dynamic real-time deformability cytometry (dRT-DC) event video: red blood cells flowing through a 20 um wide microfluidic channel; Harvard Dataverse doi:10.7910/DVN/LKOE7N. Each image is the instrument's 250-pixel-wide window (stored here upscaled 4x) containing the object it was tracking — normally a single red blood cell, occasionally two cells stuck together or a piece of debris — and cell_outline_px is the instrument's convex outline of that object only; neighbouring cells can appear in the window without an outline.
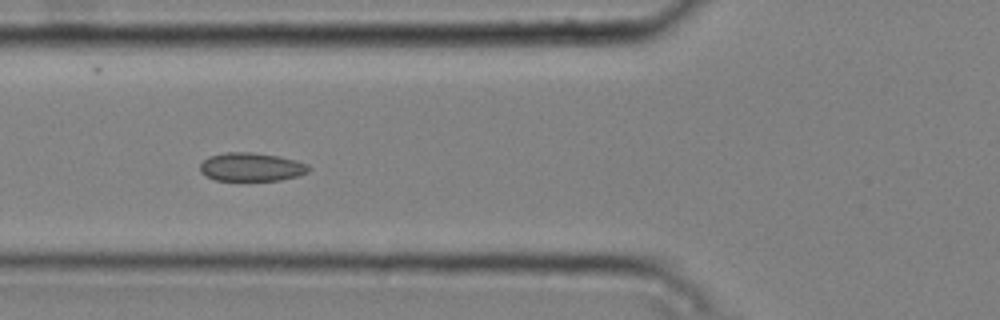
{"species": "common noctule bat (a hibernating species)", "species_latin": "Nyctalus noctula", "temperature_condition": "cold", "stored_images_in_passage": 6, "camera_frame_rate_fps": 3000, "um_per_image_px": 0.085, "animal": {"sex": "male", "body_mass_g": 20.4}, "frame": {"image": 1, "passage_image": 5, "time_ms": 1.333, "image_size_px": [1000, 320], "cell_outline_px": [[312, 168], [308, 172], [300, 176], [280, 180], [216, 180], [200, 172], [200, 164], [208, 156], [224, 152], [252, 152], [280, 156], [296, 160], [308, 164]], "centroid_in_image_um": [21.4, 14.18], "position_along_channel_um": 104.4, "area_um2": 18.21}}